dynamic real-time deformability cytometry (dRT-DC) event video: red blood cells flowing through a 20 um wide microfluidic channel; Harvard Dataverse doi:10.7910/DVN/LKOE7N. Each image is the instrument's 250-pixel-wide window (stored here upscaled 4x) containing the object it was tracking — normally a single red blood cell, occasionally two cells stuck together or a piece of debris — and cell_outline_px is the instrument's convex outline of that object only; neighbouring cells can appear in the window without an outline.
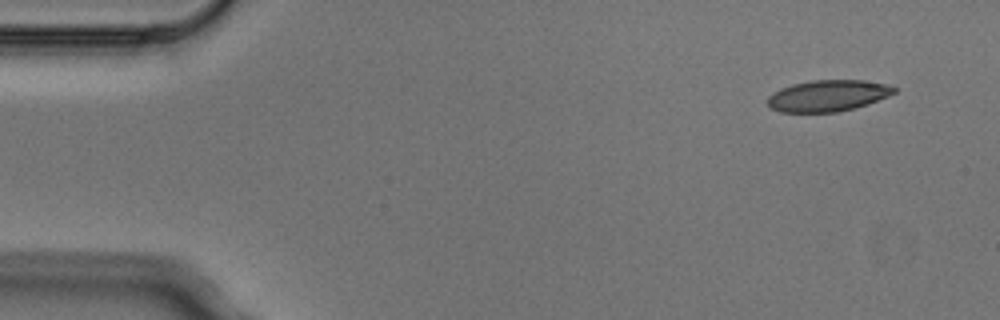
{"species": "Egyptian fruit bat (a non-hibernating species)", "species_latin": "Rousettus aegyptiacus", "temperature_condition": "cold", "stored_images_in_passage": 4, "camera_frame_rate_fps": 3000, "um_per_image_px": 0.085, "animal": {"sex": "male"}, "frame": {"image": 1, "passage_image": 1, "time_ms": 0.0, "image_size_px": [1000, 320], "cell_outline_px": [[896, 92], [888, 96], [868, 104], [856, 108], [836, 112], [780, 112], [772, 108], [768, 104], [768, 96], [780, 88], [792, 84], [812, 80], [864, 80], [888, 84], [896, 88]], "centroid_in_image_um": [70.39, 8.13], "position_along_channel_um": 14.6, "area_um2": 23.18}}
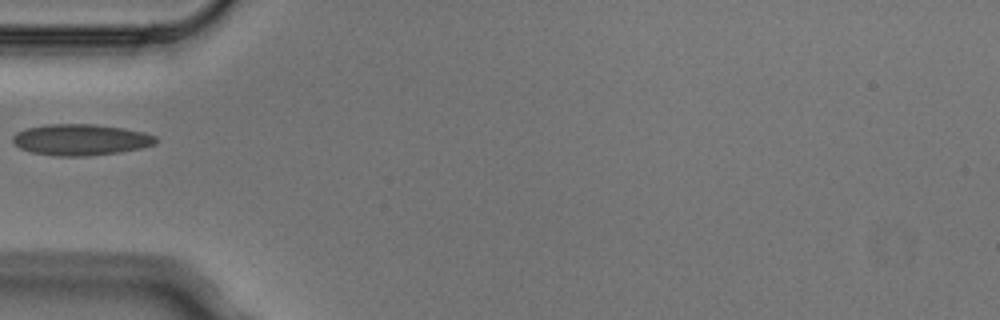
{"frame": {"image": 2, "passage_image": 4, "time_ms": 1.0, "image_size_px": [1000, 320], "cell_outline_px": [[160, 140], [156, 144], [140, 148], [120, 152], [84, 156], [56, 156], [32, 152], [20, 148], [12, 140], [12, 136], [16, 132], [24, 128], [44, 124], [96, 124], [144, 132], [156, 136]], "centroid_in_image_um": [6.86, 11.87], "position_along_channel_um": 78.1, "area_um2": 26.13}}